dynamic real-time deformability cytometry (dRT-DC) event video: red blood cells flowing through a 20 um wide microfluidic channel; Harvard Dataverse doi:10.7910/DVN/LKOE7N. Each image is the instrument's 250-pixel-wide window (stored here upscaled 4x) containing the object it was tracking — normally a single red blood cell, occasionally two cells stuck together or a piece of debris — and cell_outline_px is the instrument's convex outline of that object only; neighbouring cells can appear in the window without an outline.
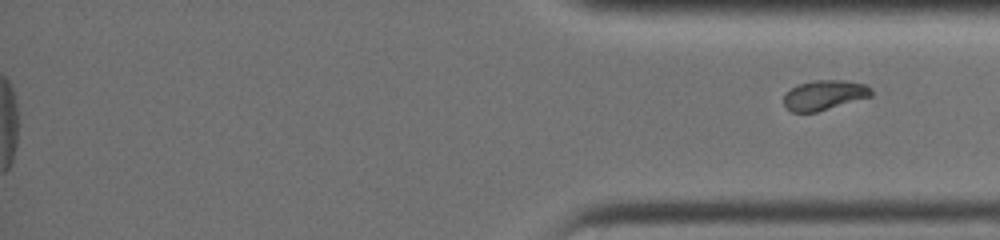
{"species": "common noctule bat (a hibernating species)", "species_latin": "Nyctalus noctula", "temperature_condition": "warm", "stored_images_in_passage": 44, "segment_of_instrument_passage": [2, 2], "camera_frame_rate_fps": 3000, "um_per_image_px": 0.085, "animal": {"sex": "female", "body_mass_g": 19.0, "forearm_length_mm": 51.5}, "frame": {"image": 1, "passage_image": 44, "time_ms": 14.333, "image_size_px": [1000, 240], "cell_outline_px": [[872, 96], [816, 112], [792, 112], [784, 104], [784, 92], [796, 84], [812, 80], [844, 80], [864, 84], [872, 88]], "centroid_in_image_um": [70.04, 8.06], "position_along_channel_um": 365.2, "area_um2": 15.32}}